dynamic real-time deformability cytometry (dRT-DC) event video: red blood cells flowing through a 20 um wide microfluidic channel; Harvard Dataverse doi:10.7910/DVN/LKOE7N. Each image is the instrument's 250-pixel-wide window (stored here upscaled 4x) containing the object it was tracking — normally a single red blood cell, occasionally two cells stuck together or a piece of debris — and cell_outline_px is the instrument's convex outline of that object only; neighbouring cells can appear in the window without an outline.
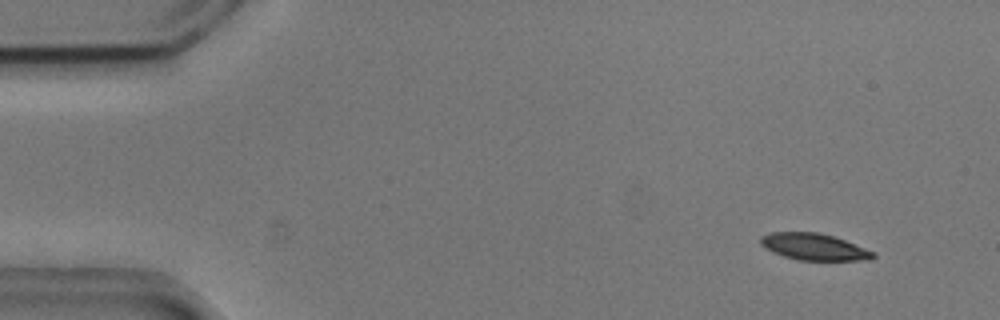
{"species": "common noctule bat (a hibernating species)", "species_latin": "Nyctalus noctula", "temperature_condition": "cold", "stored_images_in_passage": 55, "camera_frame_rate_fps": 3000, "um_per_image_px": 0.085, "animal": {"sex": "male", "body_mass_g": 20.5, "forearm_length_mm": 52.5}, "frame": {"image": 1, "passage_image": 5, "time_ms": 1.333, "image_size_px": [1000, 320], "cell_outline_px": [[876, 256], [872, 260], [796, 260], [772, 252], [760, 244], [760, 236], [772, 232], [816, 232], [832, 236], [844, 240], [876, 252]], "centroid_in_image_um": [69.2, 20.98], "position_along_channel_um": 15.8, "area_um2": 17.51}}
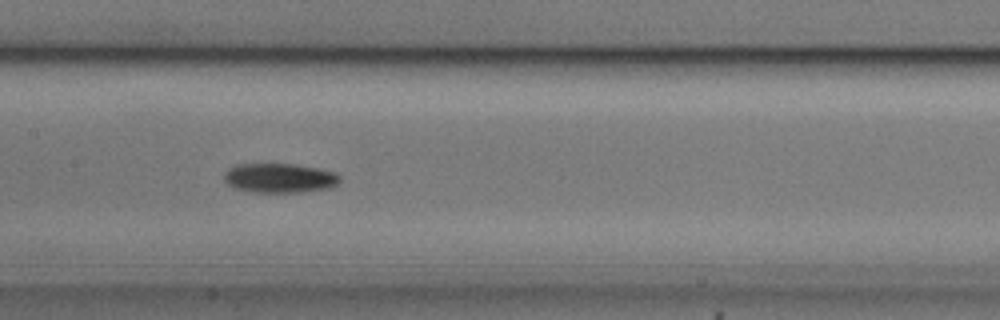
{"frame": {"image": 2, "passage_image": 27, "time_ms": 8.667, "image_size_px": [1000, 320], "cell_outline_px": [[340, 180], [336, 184], [328, 188], [300, 192], [252, 192], [232, 188], [224, 180], [224, 172], [228, 168], [236, 164], [296, 164], [320, 168], [336, 172], [340, 176]], "centroid_in_image_um": [23.74, 15.12], "position_along_channel_um": 183.7, "area_um2": 20.06}}
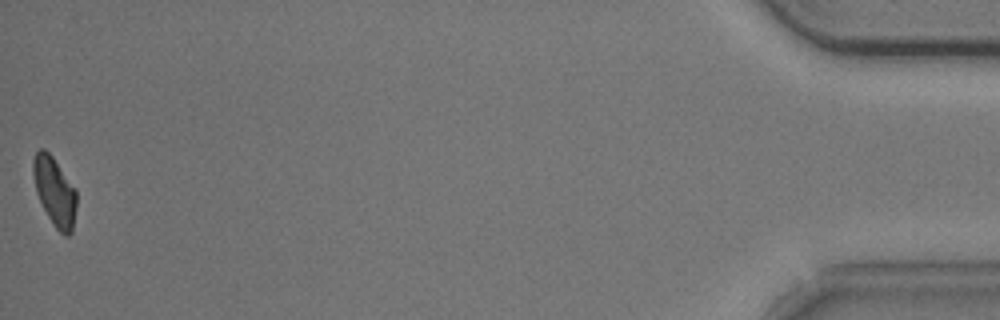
{"frame": {"image": 3, "passage_image": 55, "time_ms": 18.0, "image_size_px": [1000, 320], "cell_outline_px": [[76, 208], [72, 232], [68, 236], [64, 236], [56, 228], [48, 216], [36, 192], [32, 172], [32, 160], [36, 152], [40, 148], [44, 148], [52, 156], [76, 188]], "centroid_in_image_um": [4.65, 16.26], "position_along_channel_um": 430.6, "area_um2": 17.4}, "authors_computed_cell_mechanics": {"area_um2": 18.6116, "velocity_mm_per_s": 3.6856, "shape_relaxation_time_tau1_ms": 2.8017, "shape_relaxation_time_tau2_ms": null, "deformation_change_tau1": 0.1095, "deformation_change_tau2": null}}